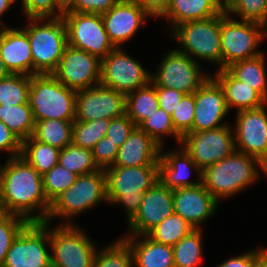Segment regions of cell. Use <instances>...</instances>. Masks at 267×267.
Listing matches in <instances>:
<instances>
[{
	"label": "cell",
	"instance_id": "obj_1",
	"mask_svg": "<svg viewBox=\"0 0 267 267\" xmlns=\"http://www.w3.org/2000/svg\"><path fill=\"white\" fill-rule=\"evenodd\" d=\"M1 165L2 213L21 216L28 222H46L51 204L44 194L42 175L22 156L9 157Z\"/></svg>",
	"mask_w": 267,
	"mask_h": 267
},
{
	"label": "cell",
	"instance_id": "obj_2",
	"mask_svg": "<svg viewBox=\"0 0 267 267\" xmlns=\"http://www.w3.org/2000/svg\"><path fill=\"white\" fill-rule=\"evenodd\" d=\"M260 175L261 162L253 156L235 150L230 156L206 167L202 171V183L220 202L254 185Z\"/></svg>",
	"mask_w": 267,
	"mask_h": 267
},
{
	"label": "cell",
	"instance_id": "obj_3",
	"mask_svg": "<svg viewBox=\"0 0 267 267\" xmlns=\"http://www.w3.org/2000/svg\"><path fill=\"white\" fill-rule=\"evenodd\" d=\"M108 204L123 205L128 223L138 212L144 192L158 180V165L110 166L104 169Z\"/></svg>",
	"mask_w": 267,
	"mask_h": 267
},
{
	"label": "cell",
	"instance_id": "obj_4",
	"mask_svg": "<svg viewBox=\"0 0 267 267\" xmlns=\"http://www.w3.org/2000/svg\"><path fill=\"white\" fill-rule=\"evenodd\" d=\"M101 202H108L104 169L79 175L75 182L51 203L46 222L51 223L54 218L61 217L64 219L62 224H75L72 221L74 217L76 219L79 214L95 208Z\"/></svg>",
	"mask_w": 267,
	"mask_h": 267
},
{
	"label": "cell",
	"instance_id": "obj_5",
	"mask_svg": "<svg viewBox=\"0 0 267 267\" xmlns=\"http://www.w3.org/2000/svg\"><path fill=\"white\" fill-rule=\"evenodd\" d=\"M27 27L21 28L27 35L33 57V75L52 74L67 44L63 18L27 19Z\"/></svg>",
	"mask_w": 267,
	"mask_h": 267
},
{
	"label": "cell",
	"instance_id": "obj_6",
	"mask_svg": "<svg viewBox=\"0 0 267 267\" xmlns=\"http://www.w3.org/2000/svg\"><path fill=\"white\" fill-rule=\"evenodd\" d=\"M77 92L59 82L52 74L31 76L28 104L34 121L75 120Z\"/></svg>",
	"mask_w": 267,
	"mask_h": 267
},
{
	"label": "cell",
	"instance_id": "obj_7",
	"mask_svg": "<svg viewBox=\"0 0 267 267\" xmlns=\"http://www.w3.org/2000/svg\"><path fill=\"white\" fill-rule=\"evenodd\" d=\"M170 35L181 46L176 48L178 51L195 61L198 58L210 64H217V69L221 70L220 14L208 19L181 23Z\"/></svg>",
	"mask_w": 267,
	"mask_h": 267
},
{
	"label": "cell",
	"instance_id": "obj_8",
	"mask_svg": "<svg viewBox=\"0 0 267 267\" xmlns=\"http://www.w3.org/2000/svg\"><path fill=\"white\" fill-rule=\"evenodd\" d=\"M93 241L77 223H58L54 228L50 224L51 267H93L97 251Z\"/></svg>",
	"mask_w": 267,
	"mask_h": 267
},
{
	"label": "cell",
	"instance_id": "obj_9",
	"mask_svg": "<svg viewBox=\"0 0 267 267\" xmlns=\"http://www.w3.org/2000/svg\"><path fill=\"white\" fill-rule=\"evenodd\" d=\"M235 18L224 10L220 13L221 69L263 54L257 50L260 42L265 40L262 24Z\"/></svg>",
	"mask_w": 267,
	"mask_h": 267
},
{
	"label": "cell",
	"instance_id": "obj_10",
	"mask_svg": "<svg viewBox=\"0 0 267 267\" xmlns=\"http://www.w3.org/2000/svg\"><path fill=\"white\" fill-rule=\"evenodd\" d=\"M49 249L50 223L29 222L13 240L3 267H51Z\"/></svg>",
	"mask_w": 267,
	"mask_h": 267
},
{
	"label": "cell",
	"instance_id": "obj_11",
	"mask_svg": "<svg viewBox=\"0 0 267 267\" xmlns=\"http://www.w3.org/2000/svg\"><path fill=\"white\" fill-rule=\"evenodd\" d=\"M156 72H151L154 86L176 89L184 94L194 93L211 75L199 62L176 48L164 54Z\"/></svg>",
	"mask_w": 267,
	"mask_h": 267
},
{
	"label": "cell",
	"instance_id": "obj_12",
	"mask_svg": "<svg viewBox=\"0 0 267 267\" xmlns=\"http://www.w3.org/2000/svg\"><path fill=\"white\" fill-rule=\"evenodd\" d=\"M67 44L100 60L116 47L105 31L101 14L64 12Z\"/></svg>",
	"mask_w": 267,
	"mask_h": 267
},
{
	"label": "cell",
	"instance_id": "obj_13",
	"mask_svg": "<svg viewBox=\"0 0 267 267\" xmlns=\"http://www.w3.org/2000/svg\"><path fill=\"white\" fill-rule=\"evenodd\" d=\"M151 82V72L146 70L123 47H117L101 60L100 84L125 96Z\"/></svg>",
	"mask_w": 267,
	"mask_h": 267
},
{
	"label": "cell",
	"instance_id": "obj_14",
	"mask_svg": "<svg viewBox=\"0 0 267 267\" xmlns=\"http://www.w3.org/2000/svg\"><path fill=\"white\" fill-rule=\"evenodd\" d=\"M180 145L202 171L236 150L234 130L230 124L187 133L182 137Z\"/></svg>",
	"mask_w": 267,
	"mask_h": 267
},
{
	"label": "cell",
	"instance_id": "obj_15",
	"mask_svg": "<svg viewBox=\"0 0 267 267\" xmlns=\"http://www.w3.org/2000/svg\"><path fill=\"white\" fill-rule=\"evenodd\" d=\"M52 75L69 89L84 90L100 84L101 60L67 45Z\"/></svg>",
	"mask_w": 267,
	"mask_h": 267
},
{
	"label": "cell",
	"instance_id": "obj_16",
	"mask_svg": "<svg viewBox=\"0 0 267 267\" xmlns=\"http://www.w3.org/2000/svg\"><path fill=\"white\" fill-rule=\"evenodd\" d=\"M266 106L236 112L233 126L236 151L253 156L260 162L267 156Z\"/></svg>",
	"mask_w": 267,
	"mask_h": 267
},
{
	"label": "cell",
	"instance_id": "obj_17",
	"mask_svg": "<svg viewBox=\"0 0 267 267\" xmlns=\"http://www.w3.org/2000/svg\"><path fill=\"white\" fill-rule=\"evenodd\" d=\"M126 113L125 95L102 84L77 91L75 120L112 119Z\"/></svg>",
	"mask_w": 267,
	"mask_h": 267
},
{
	"label": "cell",
	"instance_id": "obj_18",
	"mask_svg": "<svg viewBox=\"0 0 267 267\" xmlns=\"http://www.w3.org/2000/svg\"><path fill=\"white\" fill-rule=\"evenodd\" d=\"M173 213V190H170L158 180L144 192L138 212L127 223L129 230L128 234L124 236L146 235L152 228Z\"/></svg>",
	"mask_w": 267,
	"mask_h": 267
},
{
	"label": "cell",
	"instance_id": "obj_19",
	"mask_svg": "<svg viewBox=\"0 0 267 267\" xmlns=\"http://www.w3.org/2000/svg\"><path fill=\"white\" fill-rule=\"evenodd\" d=\"M195 110L192 132L216 129L227 125L229 114L220 84L210 76L195 92Z\"/></svg>",
	"mask_w": 267,
	"mask_h": 267
},
{
	"label": "cell",
	"instance_id": "obj_20",
	"mask_svg": "<svg viewBox=\"0 0 267 267\" xmlns=\"http://www.w3.org/2000/svg\"><path fill=\"white\" fill-rule=\"evenodd\" d=\"M105 31L113 45L123 47L151 17L134 0H119L109 11L101 14Z\"/></svg>",
	"mask_w": 267,
	"mask_h": 267
},
{
	"label": "cell",
	"instance_id": "obj_21",
	"mask_svg": "<svg viewBox=\"0 0 267 267\" xmlns=\"http://www.w3.org/2000/svg\"><path fill=\"white\" fill-rule=\"evenodd\" d=\"M219 202L205 189L203 183L173 190L174 213L180 215L194 229H201Z\"/></svg>",
	"mask_w": 267,
	"mask_h": 267
},
{
	"label": "cell",
	"instance_id": "obj_22",
	"mask_svg": "<svg viewBox=\"0 0 267 267\" xmlns=\"http://www.w3.org/2000/svg\"><path fill=\"white\" fill-rule=\"evenodd\" d=\"M165 147H161V155L158 163L159 181L170 190L183 187H193L202 183V170L191 159L190 155L183 149L181 145L178 148L169 151H163ZM192 171H195L197 178L190 180Z\"/></svg>",
	"mask_w": 267,
	"mask_h": 267
},
{
	"label": "cell",
	"instance_id": "obj_23",
	"mask_svg": "<svg viewBox=\"0 0 267 267\" xmlns=\"http://www.w3.org/2000/svg\"><path fill=\"white\" fill-rule=\"evenodd\" d=\"M0 56L9 73L33 75L30 41L20 27L0 30Z\"/></svg>",
	"mask_w": 267,
	"mask_h": 267
},
{
	"label": "cell",
	"instance_id": "obj_24",
	"mask_svg": "<svg viewBox=\"0 0 267 267\" xmlns=\"http://www.w3.org/2000/svg\"><path fill=\"white\" fill-rule=\"evenodd\" d=\"M160 155L161 146L139 126H136L126 141L119 147L112 166L158 165Z\"/></svg>",
	"mask_w": 267,
	"mask_h": 267
},
{
	"label": "cell",
	"instance_id": "obj_25",
	"mask_svg": "<svg viewBox=\"0 0 267 267\" xmlns=\"http://www.w3.org/2000/svg\"><path fill=\"white\" fill-rule=\"evenodd\" d=\"M121 238L132 251L133 267H174L172 246L157 243L147 235Z\"/></svg>",
	"mask_w": 267,
	"mask_h": 267
},
{
	"label": "cell",
	"instance_id": "obj_26",
	"mask_svg": "<svg viewBox=\"0 0 267 267\" xmlns=\"http://www.w3.org/2000/svg\"><path fill=\"white\" fill-rule=\"evenodd\" d=\"M212 77L220 84L224 91L225 101L229 112L236 108L241 110L257 109L267 100L255 89L235 79L226 69L216 70Z\"/></svg>",
	"mask_w": 267,
	"mask_h": 267
},
{
	"label": "cell",
	"instance_id": "obj_27",
	"mask_svg": "<svg viewBox=\"0 0 267 267\" xmlns=\"http://www.w3.org/2000/svg\"><path fill=\"white\" fill-rule=\"evenodd\" d=\"M223 11V0H171L161 17L169 21L171 32L177 25L199 19H208Z\"/></svg>",
	"mask_w": 267,
	"mask_h": 267
},
{
	"label": "cell",
	"instance_id": "obj_28",
	"mask_svg": "<svg viewBox=\"0 0 267 267\" xmlns=\"http://www.w3.org/2000/svg\"><path fill=\"white\" fill-rule=\"evenodd\" d=\"M264 54L232 63L225 69L239 81L252 87L267 100V69Z\"/></svg>",
	"mask_w": 267,
	"mask_h": 267
},
{
	"label": "cell",
	"instance_id": "obj_29",
	"mask_svg": "<svg viewBox=\"0 0 267 267\" xmlns=\"http://www.w3.org/2000/svg\"><path fill=\"white\" fill-rule=\"evenodd\" d=\"M158 107L156 88L151 82L125 96L126 114L136 126L151 116Z\"/></svg>",
	"mask_w": 267,
	"mask_h": 267
},
{
	"label": "cell",
	"instance_id": "obj_30",
	"mask_svg": "<svg viewBox=\"0 0 267 267\" xmlns=\"http://www.w3.org/2000/svg\"><path fill=\"white\" fill-rule=\"evenodd\" d=\"M73 122L60 119L36 121L32 137L42 143L63 149L72 143Z\"/></svg>",
	"mask_w": 267,
	"mask_h": 267
},
{
	"label": "cell",
	"instance_id": "obj_31",
	"mask_svg": "<svg viewBox=\"0 0 267 267\" xmlns=\"http://www.w3.org/2000/svg\"><path fill=\"white\" fill-rule=\"evenodd\" d=\"M60 149L35 140L22 141L21 155L39 174L43 175L58 164Z\"/></svg>",
	"mask_w": 267,
	"mask_h": 267
},
{
	"label": "cell",
	"instance_id": "obj_32",
	"mask_svg": "<svg viewBox=\"0 0 267 267\" xmlns=\"http://www.w3.org/2000/svg\"><path fill=\"white\" fill-rule=\"evenodd\" d=\"M0 120L21 140L32 136L35 126L29 104L0 105Z\"/></svg>",
	"mask_w": 267,
	"mask_h": 267
},
{
	"label": "cell",
	"instance_id": "obj_33",
	"mask_svg": "<svg viewBox=\"0 0 267 267\" xmlns=\"http://www.w3.org/2000/svg\"><path fill=\"white\" fill-rule=\"evenodd\" d=\"M202 229H194L173 246L174 267H199L202 261Z\"/></svg>",
	"mask_w": 267,
	"mask_h": 267
},
{
	"label": "cell",
	"instance_id": "obj_34",
	"mask_svg": "<svg viewBox=\"0 0 267 267\" xmlns=\"http://www.w3.org/2000/svg\"><path fill=\"white\" fill-rule=\"evenodd\" d=\"M192 230L194 228L180 215L173 213L152 228L146 235L157 243L173 247Z\"/></svg>",
	"mask_w": 267,
	"mask_h": 267
},
{
	"label": "cell",
	"instance_id": "obj_35",
	"mask_svg": "<svg viewBox=\"0 0 267 267\" xmlns=\"http://www.w3.org/2000/svg\"><path fill=\"white\" fill-rule=\"evenodd\" d=\"M58 164L78 176L99 170L94 162L92 150L78 147L73 143L60 149Z\"/></svg>",
	"mask_w": 267,
	"mask_h": 267
},
{
	"label": "cell",
	"instance_id": "obj_36",
	"mask_svg": "<svg viewBox=\"0 0 267 267\" xmlns=\"http://www.w3.org/2000/svg\"><path fill=\"white\" fill-rule=\"evenodd\" d=\"M30 75L9 74L0 79V105L28 104Z\"/></svg>",
	"mask_w": 267,
	"mask_h": 267
},
{
	"label": "cell",
	"instance_id": "obj_37",
	"mask_svg": "<svg viewBox=\"0 0 267 267\" xmlns=\"http://www.w3.org/2000/svg\"><path fill=\"white\" fill-rule=\"evenodd\" d=\"M111 119L73 122L72 143L78 147L93 149L105 137Z\"/></svg>",
	"mask_w": 267,
	"mask_h": 267
},
{
	"label": "cell",
	"instance_id": "obj_38",
	"mask_svg": "<svg viewBox=\"0 0 267 267\" xmlns=\"http://www.w3.org/2000/svg\"><path fill=\"white\" fill-rule=\"evenodd\" d=\"M93 267H133L129 245L120 237L113 243L97 249Z\"/></svg>",
	"mask_w": 267,
	"mask_h": 267
},
{
	"label": "cell",
	"instance_id": "obj_39",
	"mask_svg": "<svg viewBox=\"0 0 267 267\" xmlns=\"http://www.w3.org/2000/svg\"><path fill=\"white\" fill-rule=\"evenodd\" d=\"M139 127L161 147H164L165 137L168 138V136H173L178 145L181 143L182 137L173 127L172 116L160 107L146 118Z\"/></svg>",
	"mask_w": 267,
	"mask_h": 267
},
{
	"label": "cell",
	"instance_id": "obj_40",
	"mask_svg": "<svg viewBox=\"0 0 267 267\" xmlns=\"http://www.w3.org/2000/svg\"><path fill=\"white\" fill-rule=\"evenodd\" d=\"M223 10L232 18L263 24L267 18V0H223Z\"/></svg>",
	"mask_w": 267,
	"mask_h": 267
},
{
	"label": "cell",
	"instance_id": "obj_41",
	"mask_svg": "<svg viewBox=\"0 0 267 267\" xmlns=\"http://www.w3.org/2000/svg\"><path fill=\"white\" fill-rule=\"evenodd\" d=\"M78 177L77 174L57 164L42 175L43 190L51 204L62 192L66 191Z\"/></svg>",
	"mask_w": 267,
	"mask_h": 267
},
{
	"label": "cell",
	"instance_id": "obj_42",
	"mask_svg": "<svg viewBox=\"0 0 267 267\" xmlns=\"http://www.w3.org/2000/svg\"><path fill=\"white\" fill-rule=\"evenodd\" d=\"M29 222L18 215L0 213V267H3L5 256L13 240Z\"/></svg>",
	"mask_w": 267,
	"mask_h": 267
},
{
	"label": "cell",
	"instance_id": "obj_43",
	"mask_svg": "<svg viewBox=\"0 0 267 267\" xmlns=\"http://www.w3.org/2000/svg\"><path fill=\"white\" fill-rule=\"evenodd\" d=\"M22 11L25 18H60L64 14V7L57 0H22Z\"/></svg>",
	"mask_w": 267,
	"mask_h": 267
},
{
	"label": "cell",
	"instance_id": "obj_44",
	"mask_svg": "<svg viewBox=\"0 0 267 267\" xmlns=\"http://www.w3.org/2000/svg\"><path fill=\"white\" fill-rule=\"evenodd\" d=\"M194 110L195 95L194 93L186 94L171 115L173 127L181 137L187 133H192Z\"/></svg>",
	"mask_w": 267,
	"mask_h": 267
},
{
	"label": "cell",
	"instance_id": "obj_45",
	"mask_svg": "<svg viewBox=\"0 0 267 267\" xmlns=\"http://www.w3.org/2000/svg\"><path fill=\"white\" fill-rule=\"evenodd\" d=\"M136 125L125 113L120 117L112 118L105 137L112 143L120 147L134 130Z\"/></svg>",
	"mask_w": 267,
	"mask_h": 267
},
{
	"label": "cell",
	"instance_id": "obj_46",
	"mask_svg": "<svg viewBox=\"0 0 267 267\" xmlns=\"http://www.w3.org/2000/svg\"><path fill=\"white\" fill-rule=\"evenodd\" d=\"M119 0H70L64 12L103 14L109 11Z\"/></svg>",
	"mask_w": 267,
	"mask_h": 267
},
{
	"label": "cell",
	"instance_id": "obj_47",
	"mask_svg": "<svg viewBox=\"0 0 267 267\" xmlns=\"http://www.w3.org/2000/svg\"><path fill=\"white\" fill-rule=\"evenodd\" d=\"M119 147L109 141L108 138H102L92 149L93 159L99 169H105L112 166L115 162Z\"/></svg>",
	"mask_w": 267,
	"mask_h": 267
},
{
	"label": "cell",
	"instance_id": "obj_48",
	"mask_svg": "<svg viewBox=\"0 0 267 267\" xmlns=\"http://www.w3.org/2000/svg\"><path fill=\"white\" fill-rule=\"evenodd\" d=\"M267 253L266 247H258L255 250H249L238 256H233L216 267H254L255 264Z\"/></svg>",
	"mask_w": 267,
	"mask_h": 267
},
{
	"label": "cell",
	"instance_id": "obj_49",
	"mask_svg": "<svg viewBox=\"0 0 267 267\" xmlns=\"http://www.w3.org/2000/svg\"><path fill=\"white\" fill-rule=\"evenodd\" d=\"M22 141L0 120V153L6 151L9 157L21 155Z\"/></svg>",
	"mask_w": 267,
	"mask_h": 267
},
{
	"label": "cell",
	"instance_id": "obj_50",
	"mask_svg": "<svg viewBox=\"0 0 267 267\" xmlns=\"http://www.w3.org/2000/svg\"><path fill=\"white\" fill-rule=\"evenodd\" d=\"M159 107L172 115L179 102L186 95L181 91L172 88L155 86Z\"/></svg>",
	"mask_w": 267,
	"mask_h": 267
},
{
	"label": "cell",
	"instance_id": "obj_51",
	"mask_svg": "<svg viewBox=\"0 0 267 267\" xmlns=\"http://www.w3.org/2000/svg\"><path fill=\"white\" fill-rule=\"evenodd\" d=\"M152 18L162 17L168 10L171 0H134Z\"/></svg>",
	"mask_w": 267,
	"mask_h": 267
},
{
	"label": "cell",
	"instance_id": "obj_52",
	"mask_svg": "<svg viewBox=\"0 0 267 267\" xmlns=\"http://www.w3.org/2000/svg\"><path fill=\"white\" fill-rule=\"evenodd\" d=\"M17 1L18 0H0V30L9 28L8 26H6V23L4 24L3 20H1V17L6 11L11 8L12 4Z\"/></svg>",
	"mask_w": 267,
	"mask_h": 267
},
{
	"label": "cell",
	"instance_id": "obj_53",
	"mask_svg": "<svg viewBox=\"0 0 267 267\" xmlns=\"http://www.w3.org/2000/svg\"><path fill=\"white\" fill-rule=\"evenodd\" d=\"M9 74L10 73L7 70V68L5 67L4 61L0 56V79H2L3 77H6Z\"/></svg>",
	"mask_w": 267,
	"mask_h": 267
},
{
	"label": "cell",
	"instance_id": "obj_54",
	"mask_svg": "<svg viewBox=\"0 0 267 267\" xmlns=\"http://www.w3.org/2000/svg\"><path fill=\"white\" fill-rule=\"evenodd\" d=\"M254 267H267V253L255 264Z\"/></svg>",
	"mask_w": 267,
	"mask_h": 267
},
{
	"label": "cell",
	"instance_id": "obj_55",
	"mask_svg": "<svg viewBox=\"0 0 267 267\" xmlns=\"http://www.w3.org/2000/svg\"><path fill=\"white\" fill-rule=\"evenodd\" d=\"M261 173L267 177V156L261 161Z\"/></svg>",
	"mask_w": 267,
	"mask_h": 267
},
{
	"label": "cell",
	"instance_id": "obj_56",
	"mask_svg": "<svg viewBox=\"0 0 267 267\" xmlns=\"http://www.w3.org/2000/svg\"><path fill=\"white\" fill-rule=\"evenodd\" d=\"M262 26H263L264 37H266L267 36V32H266V30H267V18H266L265 22L262 24Z\"/></svg>",
	"mask_w": 267,
	"mask_h": 267
},
{
	"label": "cell",
	"instance_id": "obj_57",
	"mask_svg": "<svg viewBox=\"0 0 267 267\" xmlns=\"http://www.w3.org/2000/svg\"><path fill=\"white\" fill-rule=\"evenodd\" d=\"M63 7H65L70 0H57Z\"/></svg>",
	"mask_w": 267,
	"mask_h": 267
}]
</instances>
